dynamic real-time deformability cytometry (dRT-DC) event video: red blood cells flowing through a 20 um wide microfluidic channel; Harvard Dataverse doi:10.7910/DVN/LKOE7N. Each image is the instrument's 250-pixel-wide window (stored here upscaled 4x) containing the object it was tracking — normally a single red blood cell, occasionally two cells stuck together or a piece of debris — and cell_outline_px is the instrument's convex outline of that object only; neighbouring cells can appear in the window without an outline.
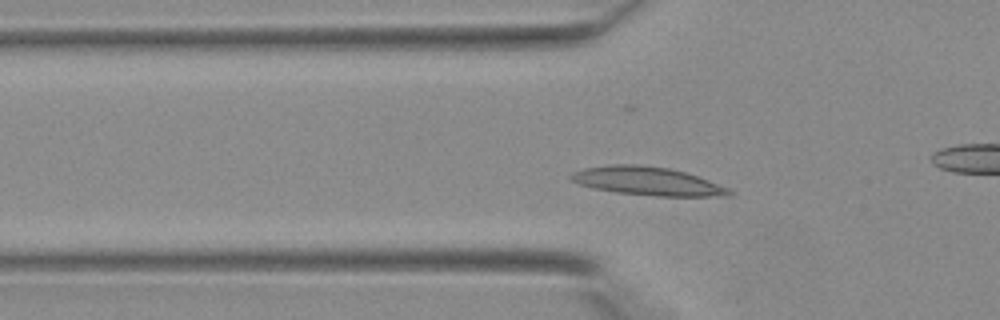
{"species": "Egyptian fruit bat (a non-hibernating species)", "species_latin": "Rousettus aegyptiacus", "temperature_condition": "warm", "stored_images_in_passage": 38, "camera_frame_rate_fps": 3000, "um_per_image_px": 0.085, "animal": {"sex": "female"}, "frame": {"image": 1, "passage_image": 10, "time_ms": 3.0, "image_size_px": [1000, 320], "cell_outline_px": [[732, 196], [656, 196], [616, 192], [592, 188], [580, 184], [572, 180], [568, 176], [572, 172], [584, 168], [608, 164], [640, 164], [668, 168], [684, 172], [708, 180], [728, 188], [732, 192]], "centroid_in_image_um": [54.99, 15.39], "position_along_channel_um": 70.8, "area_um2": 26.13}}
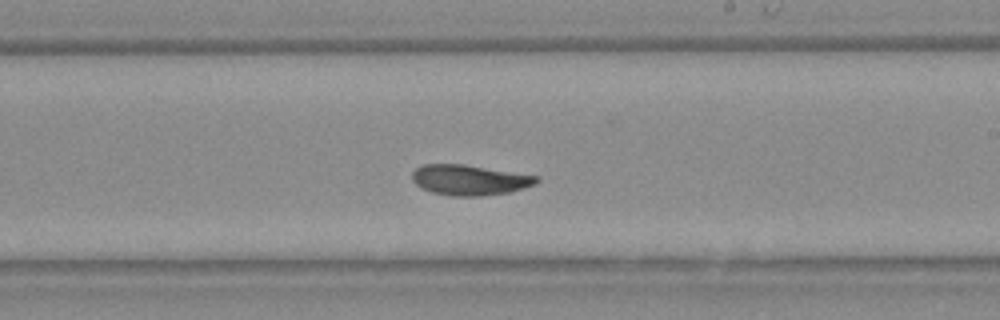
{"frame": {"image": 2, "passage_image": 21, "time_ms": 6.667, "image_size_px": [1000, 320], "cell_outline_px": [[540, 180], [524, 188], [508, 192], [480, 196], [452, 196], [432, 192], [420, 188], [412, 180], [412, 172], [416, 168], [424, 164], [464, 164], [540, 176]], "centroid_in_image_um": [39.89, 15.29], "position_along_channel_um": 249.1, "area_um2": 22.02}}
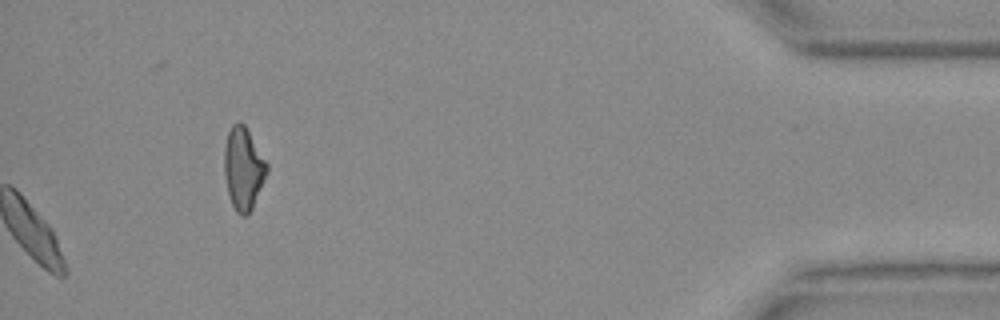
{"frame": {"image": 3, "passage_image": 38, "time_ms": 12.333, "image_size_px": [1000, 320], "cell_outline_px": [[268, 172], [252, 208], [248, 216], [240, 216], [236, 212], [232, 204], [228, 192], [224, 172], [224, 148], [228, 132], [232, 124], [240, 120], [244, 124], [268, 164]], "centroid_in_image_um": [20.68, 14.33], "position_along_channel_um": 414.5, "area_um2": 20.46}}